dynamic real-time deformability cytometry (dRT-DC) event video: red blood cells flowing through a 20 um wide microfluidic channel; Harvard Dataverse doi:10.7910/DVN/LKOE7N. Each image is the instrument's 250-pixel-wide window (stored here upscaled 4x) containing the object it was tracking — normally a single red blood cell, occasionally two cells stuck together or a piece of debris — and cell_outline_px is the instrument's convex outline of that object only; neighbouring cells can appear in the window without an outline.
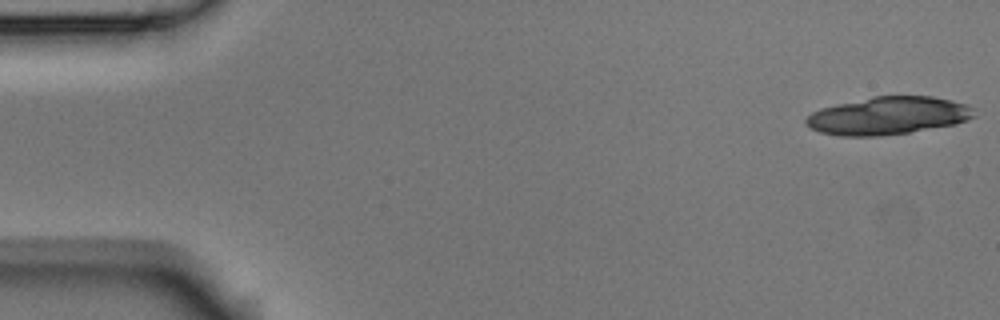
{"species": "Egyptian fruit bat (a non-hibernating species)", "species_latin": "Rousettus aegyptiacus", "temperature_condition": "room temperature", "stored_images_in_passage": 6, "camera_frame_rate_fps": 3000, "um_per_image_px": 0.085, "animal": {"sex": "male"}, "frame": {"image": 1, "passage_image": 1, "time_ms": 0.0, "image_size_px": [1000, 320], "cell_outline_px": [[976, 116], [968, 120], [956, 124], [908, 132], [880, 136], [840, 136], [820, 132], [812, 128], [804, 120], [812, 112], [820, 108], [836, 104], [872, 96], [932, 96], [952, 100], [964, 104], [972, 108]], "centroid_in_image_um": [75.49, 9.83], "position_along_channel_um": 9.5, "area_um2": 36.93}}
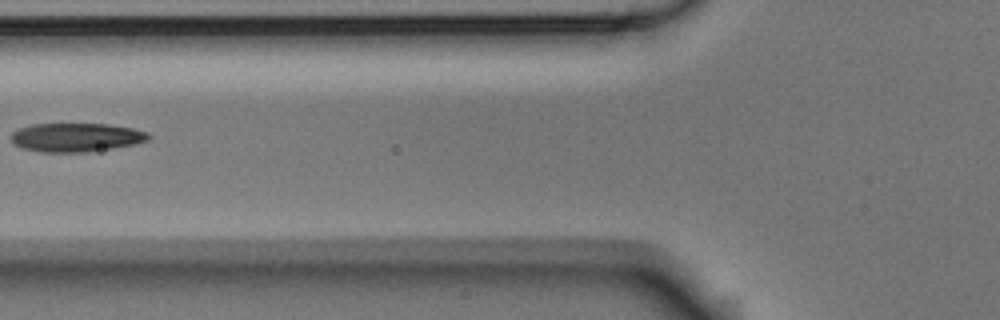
{"frame": {"image": 2, "passage_image": 5, "time_ms": 1.333, "image_size_px": [1000, 320], "cell_outline_px": [[152, 136], [148, 140], [136, 144], [112, 148], [84, 152], [40, 152], [24, 148], [16, 144], [12, 140], [12, 132], [20, 128], [32, 124], [108, 124], [132, 128], [148, 132]], "centroid_in_image_um": [6.52, 11.67], "position_along_channel_um": 119.3, "area_um2": 22.89}}
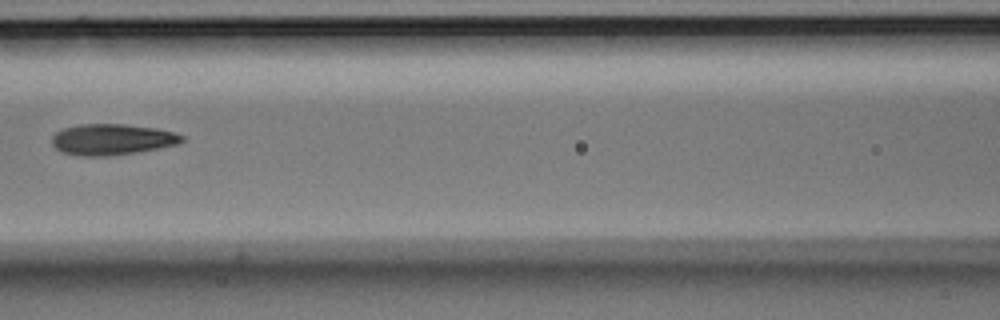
{"frame": {"image": 3, "passage_image": 6, "time_ms": 1.667, "image_size_px": [1000, 320], "cell_outline_px": [[184, 140], [176, 144], [136, 152], [108, 156], [80, 156], [60, 152], [52, 144], [52, 136], [56, 132], [64, 128], [80, 124], [124, 124], [156, 128], [172, 132], [184, 136]], "centroid_in_image_um": [9.47, 11.85], "position_along_channel_um": 157.1, "area_um2": 23.35}}